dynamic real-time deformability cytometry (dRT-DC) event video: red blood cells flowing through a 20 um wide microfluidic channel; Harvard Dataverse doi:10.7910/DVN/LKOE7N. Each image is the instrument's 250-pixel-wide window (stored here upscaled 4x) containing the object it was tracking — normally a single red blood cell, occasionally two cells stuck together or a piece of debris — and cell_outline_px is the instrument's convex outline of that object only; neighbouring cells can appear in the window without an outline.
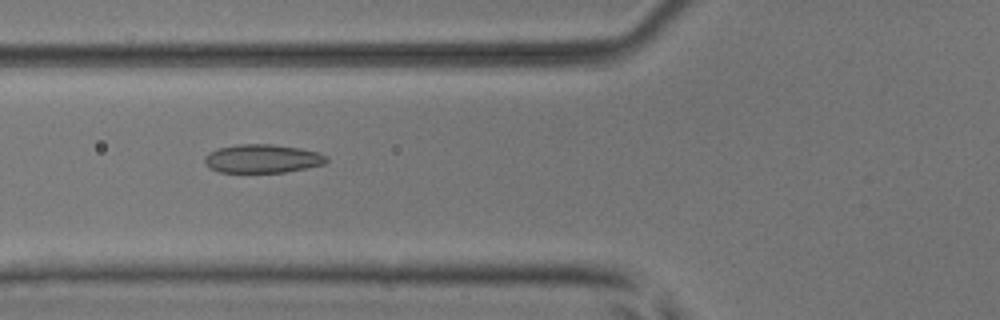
{"species": "common noctule bat (a hibernating species)", "species_latin": "Nyctalus noctula", "temperature_condition": "room temperature", "stored_images_in_passage": 9, "camera_frame_rate_fps": 3000, "um_per_image_px": 0.085, "animal": {"sex": "male", "body_mass_g": 17.9, "forearm_length_mm": 54.2}, "frame": {"image": 1, "passage_image": 3, "time_ms": 0.667, "image_size_px": [1000, 320], "cell_outline_px": [[328, 160], [324, 164], [284, 172], [220, 172], [208, 168], [204, 160], [204, 156], [208, 152], [220, 148], [240, 144], [272, 144], [300, 148], [320, 152], [328, 156]], "centroid_in_image_um": [22.31, 13.48], "position_along_channel_um": 103.5, "area_um2": 20.29}}